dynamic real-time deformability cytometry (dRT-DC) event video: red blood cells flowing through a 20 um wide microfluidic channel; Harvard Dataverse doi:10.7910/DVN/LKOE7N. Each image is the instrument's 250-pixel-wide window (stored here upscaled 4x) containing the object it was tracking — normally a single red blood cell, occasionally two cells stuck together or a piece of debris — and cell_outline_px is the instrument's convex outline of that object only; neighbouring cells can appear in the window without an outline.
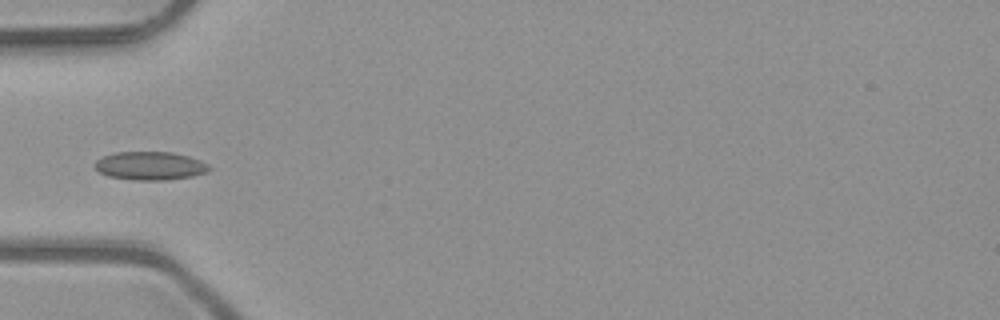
{"species": "common noctule bat (a hibernating species)", "species_latin": "Nyctalus noctula", "temperature_condition": "room temperature", "stored_images_in_passage": 6, "camera_frame_rate_fps": 3000, "um_per_image_px": 0.085, "animal": {"sex": "male", "body_mass_g": 23.1, "forearm_length_mm": 52.7}, "frame": {"image": 1, "passage_image": 5, "time_ms": 1.333, "image_size_px": [1000, 320], "cell_outline_px": [[212, 168], [204, 172], [192, 176], [168, 180], [136, 180], [108, 176], [100, 172], [92, 164], [96, 160], [104, 156], [116, 152], [172, 152], [188, 156], [200, 160], [208, 164]], "centroid_in_image_um": [12.75, 14.09], "position_along_channel_um": 72.3, "area_um2": 18.84}}
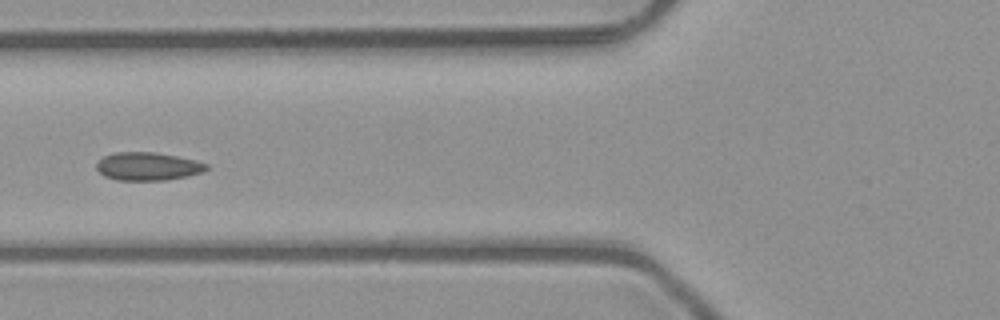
{"frame": {"image": 2, "passage_image": 6, "time_ms": 1.667, "image_size_px": [1000, 320], "cell_outline_px": [[208, 168], [204, 172], [188, 176], [164, 180], [116, 180], [104, 176], [96, 168], [96, 160], [104, 156], [116, 152], [156, 152], [196, 160], [208, 164]], "centroid_in_image_um": [12.56, 14.14], "position_along_channel_um": 113.2, "area_um2": 18.15}}